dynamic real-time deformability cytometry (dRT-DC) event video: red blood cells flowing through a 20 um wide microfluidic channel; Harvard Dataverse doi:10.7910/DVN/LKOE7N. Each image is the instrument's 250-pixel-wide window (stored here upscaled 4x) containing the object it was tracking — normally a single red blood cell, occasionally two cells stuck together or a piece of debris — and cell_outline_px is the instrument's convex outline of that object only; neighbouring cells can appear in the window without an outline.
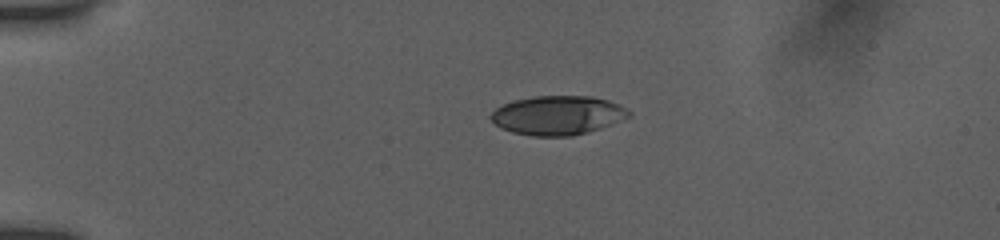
{"species": "human", "species_latin": "Homo sapiens", "temperature_condition": "room temperature", "stored_images_in_passage": 28, "camera_frame_rate_fps": 3000, "um_per_image_px": 0.085, "donor": {"sex": "female"}, "frame": {"image": 1, "passage_image": 6, "time_ms": 3.667, "image_size_px": [1000, 240], "cell_outline_px": [[632, 116], [600, 128], [588, 132], [572, 136], [532, 136], [512, 132], [500, 128], [488, 116], [496, 108], [504, 104], [516, 100], [536, 96], [592, 96], [608, 100], [620, 104], [628, 108], [632, 112]], "centroid_in_image_um": [47.44, 9.8], "position_along_channel_um": 37.6, "area_um2": 31.56}}
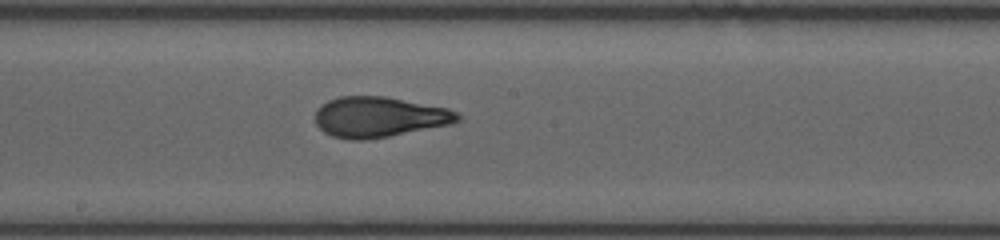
{"frame": {"image": 2, "passage_image": 15, "time_ms": 9.667, "image_size_px": [1000, 240], "cell_outline_px": [[464, 116], [460, 120], [452, 124], [368, 140], [348, 140], [332, 136], [324, 132], [316, 124], [316, 112], [328, 100], [340, 96], [384, 96], [448, 108]], "centroid_in_image_um": [32.26, 9.95], "position_along_channel_um": 215.9, "area_um2": 33.58}}
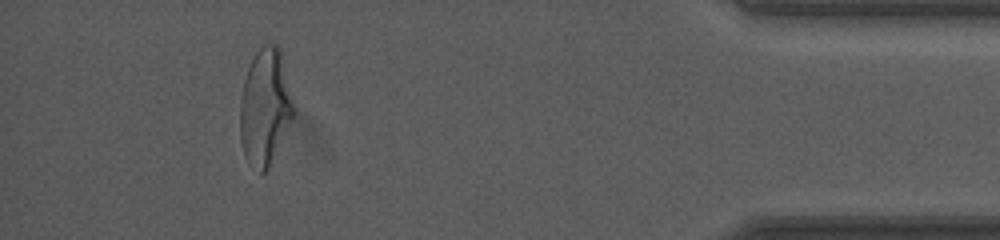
{"frame": {"image": 3, "passage_image": 25, "time_ms": 16.0, "image_size_px": [1000, 240], "cell_outline_px": [[296, 112], [268, 168], [264, 172], [260, 172], [248, 164], [244, 156], [240, 140], [240, 100], [244, 80], [248, 68], [256, 52], [264, 44], [276, 44], [280, 48]], "centroid_in_image_um": [22.53, 9.11], "position_along_channel_um": 412.7, "area_um2": 36.3}, "authors_computed_cell_mechanics": {"area_um2": 33.2639, "velocity_mm_per_s": 3.8894, "shape_relaxation_time_tau1_ms": 5.8395, "shape_relaxation_time_tau2_ms": 1.3313, "deformation_change_tau1": 0.2322, "deformation_change_tau2": 0.0881}}